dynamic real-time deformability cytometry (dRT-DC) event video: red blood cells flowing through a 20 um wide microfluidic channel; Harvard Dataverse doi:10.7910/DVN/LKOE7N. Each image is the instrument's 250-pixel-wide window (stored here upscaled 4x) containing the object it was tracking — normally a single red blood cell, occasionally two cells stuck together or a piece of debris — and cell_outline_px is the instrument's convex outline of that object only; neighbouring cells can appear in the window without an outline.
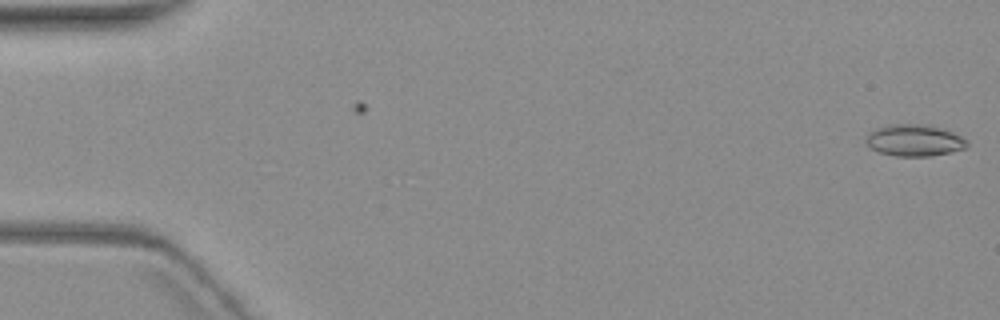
{"species": "common noctule bat (a hibernating species)", "species_latin": "Nyctalus noctula", "temperature_condition": "warm", "stored_images_in_passage": 2, "camera_frame_rate_fps": 3000, "um_per_image_px": 0.085, "animal": {"sex": "female", "body_mass_g": 19.3, "forearm_length_mm": 54.1}, "frame": {"image": 1, "passage_image": 2, "time_ms": 1.0, "image_size_px": [1000, 320], "cell_outline_px": [[968, 144], [964, 148], [932, 156], [896, 156], [880, 152], [872, 148], [868, 144], [868, 132], [876, 128], [888, 124], [920, 124], [940, 128], [952, 132], [968, 140]], "centroid_in_image_um": [77.72, 11.92], "position_along_channel_um": 7.3, "area_um2": 18.32}}